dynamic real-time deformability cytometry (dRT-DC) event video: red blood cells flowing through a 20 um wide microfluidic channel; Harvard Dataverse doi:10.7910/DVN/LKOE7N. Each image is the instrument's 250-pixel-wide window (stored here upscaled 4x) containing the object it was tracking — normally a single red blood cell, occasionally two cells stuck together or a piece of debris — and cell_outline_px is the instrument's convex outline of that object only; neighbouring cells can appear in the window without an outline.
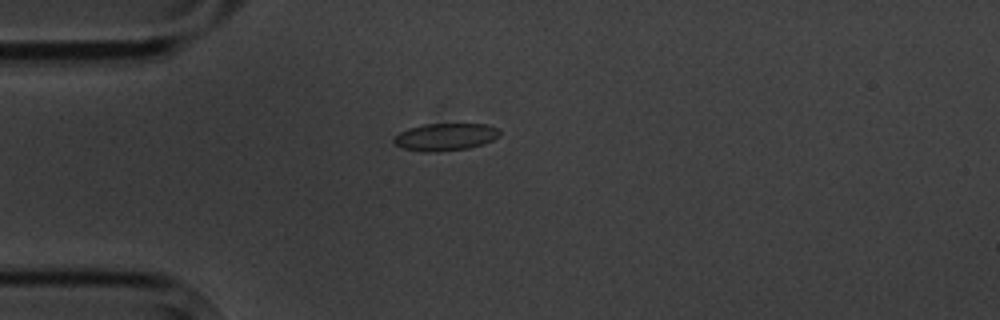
{"species": "common noctule bat (a hibernating species)", "species_latin": "Nyctalus noctula", "temperature_condition": "cold", "stored_images_in_passage": 6, "camera_frame_rate_fps": 3000, "um_per_image_px": 0.085, "animal": {"sex": "male", "body_mass_g": 20.1, "forearm_length_mm": 53.5}, "frame": {"image": 1, "passage_image": 2, "time_ms": 2.333, "image_size_px": [1000, 320], "cell_outline_px": [[500, 136], [484, 144], [468, 148], [436, 152], [424, 152], [404, 148], [396, 144], [392, 140], [400, 132], [408, 128], [424, 124], [488, 124], [496, 128], [500, 132]], "centroid_in_image_um": [37.87, 11.64], "position_along_channel_um": 47.1, "area_um2": 16.82}}
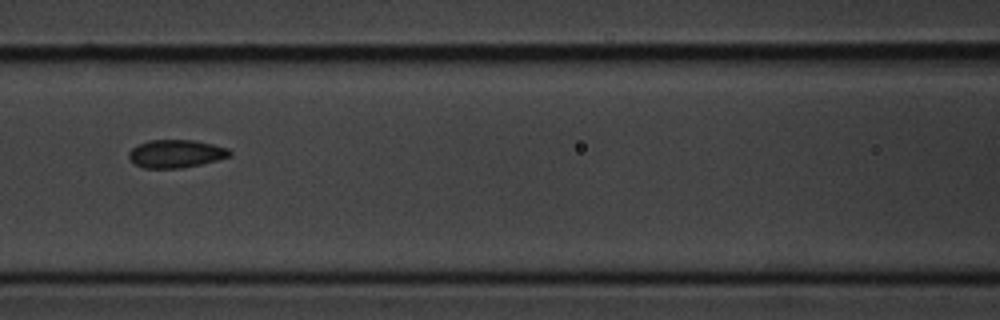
{"frame": {"image": 2, "passage_image": 5, "time_ms": 5.667, "image_size_px": [1000, 320], "cell_outline_px": [[232, 156], [200, 164], [180, 168], [144, 168], [136, 164], [128, 156], [128, 152], [132, 148], [148, 140], [196, 140], [228, 148], [232, 152]], "centroid_in_image_um": [14.97, 13.06], "position_along_channel_um": 151.6, "area_um2": 16.36}}
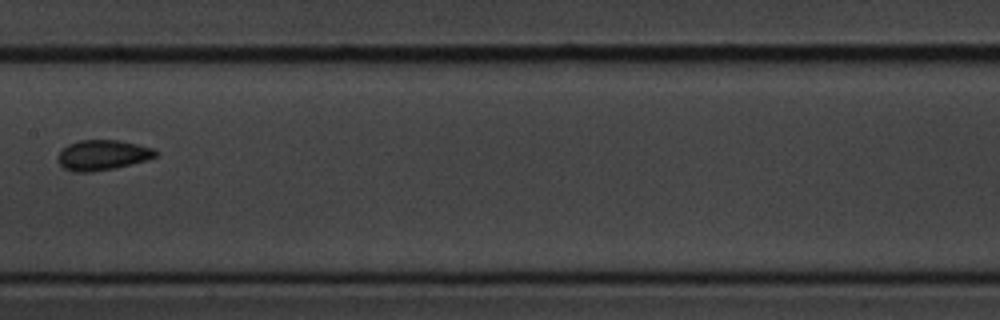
{"frame": {"image": 3, "passage_image": 6, "time_ms": 7.0, "image_size_px": [1000, 320], "cell_outline_px": [[156, 156], [148, 160], [116, 168], [92, 172], [72, 172], [64, 168], [60, 164], [56, 156], [68, 144], [80, 140], [120, 140], [152, 148], [156, 152]], "centroid_in_image_um": [8.7, 13.19], "position_along_channel_um": 198.7, "area_um2": 17.22}}